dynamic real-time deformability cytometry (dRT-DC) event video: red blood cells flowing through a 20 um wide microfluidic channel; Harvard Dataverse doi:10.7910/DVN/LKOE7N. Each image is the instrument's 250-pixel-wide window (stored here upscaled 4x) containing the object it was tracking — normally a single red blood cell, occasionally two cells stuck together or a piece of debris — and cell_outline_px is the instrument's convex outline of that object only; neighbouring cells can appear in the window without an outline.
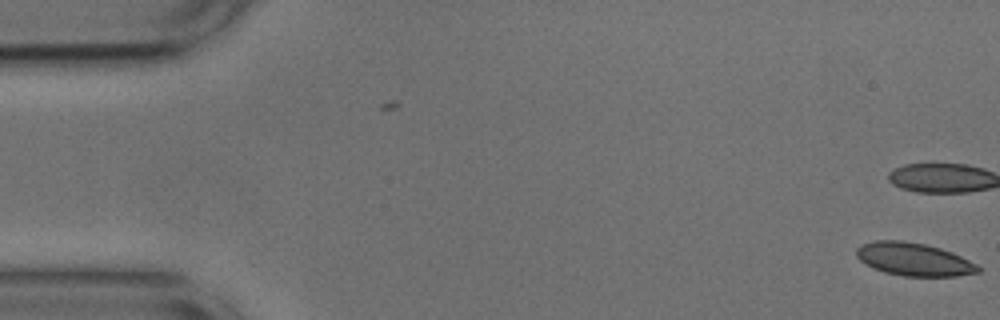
{"species": "common noctule bat (a hibernating species)", "species_latin": "Nyctalus noctula", "temperature_condition": "cold", "stored_images_in_passage": 2, "camera_frame_rate_fps": 3000, "um_per_image_px": 0.085, "animal": {"sex": "male", "body_mass_g": 17.9, "forearm_length_mm": 54.2}, "frame": {"image": 1, "passage_image": 2, "time_ms": 0.333, "image_size_px": [1000, 320], "cell_outline_px": [[980, 272], [956, 276], [904, 276], [884, 272], [872, 268], [864, 264], [856, 256], [856, 248], [864, 244], [876, 240], [900, 240], [924, 244], [940, 248], [952, 252], [976, 264], [980, 268]], "centroid_in_image_um": [77.65, 22.04], "position_along_channel_um": 7.4, "area_um2": 23.29}}